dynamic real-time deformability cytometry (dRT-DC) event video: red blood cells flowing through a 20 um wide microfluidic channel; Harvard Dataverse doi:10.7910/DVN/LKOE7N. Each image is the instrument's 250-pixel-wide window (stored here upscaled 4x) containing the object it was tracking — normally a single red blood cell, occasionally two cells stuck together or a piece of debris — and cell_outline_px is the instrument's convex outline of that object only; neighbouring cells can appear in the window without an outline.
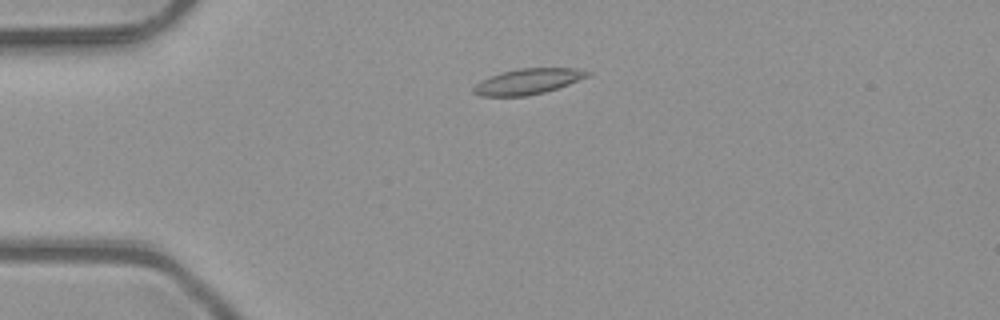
{"species": "common noctule bat (a hibernating species)", "species_latin": "Nyctalus noctula", "temperature_condition": "room temperature", "stored_images_in_passage": 48, "camera_frame_rate_fps": 3000, "um_per_image_px": 0.085, "animal": {"sex": "male", "body_mass_g": 23.1, "forearm_length_mm": 52.7}, "frame": {"image": 1, "passage_image": 9, "time_ms": 2.667, "image_size_px": [1000, 320], "cell_outline_px": [[592, 72], [588, 76], [568, 84], [544, 92], [528, 96], [480, 96], [472, 92], [472, 88], [480, 80], [500, 72], [520, 68], [576, 68]], "centroid_in_image_um": [44.83, 6.92], "position_along_channel_um": 40.2, "area_um2": 16.99}}
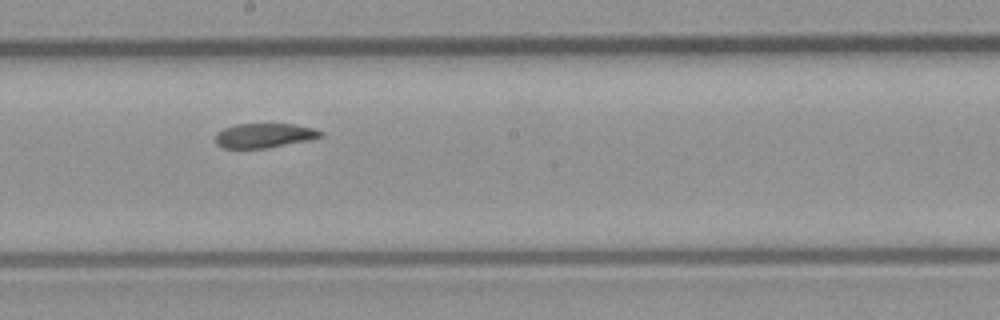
{"frame": {"image": 2, "passage_image": 25, "time_ms": 8.0, "image_size_px": [1000, 320], "cell_outline_px": [[324, 136], [312, 140], [268, 148], [224, 148], [216, 144], [216, 132], [224, 128], [236, 124], [292, 124], [316, 128], [324, 132]], "centroid_in_image_um": [22.52, 11.52], "position_along_channel_um": 225.7, "area_um2": 15.26}}
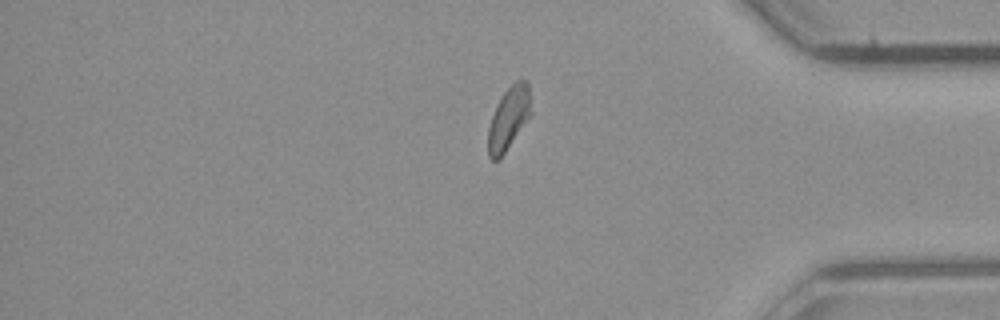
{"frame": {"image": 3, "passage_image": 39, "time_ms": 12.667, "image_size_px": [1000, 320], "cell_outline_px": [[532, 116], [500, 160], [492, 160], [488, 156], [488, 128], [496, 104], [504, 92], [516, 80], [524, 80], [528, 84], [532, 112]], "centroid_in_image_um": [43.26, 10.1], "position_along_channel_um": 391.9, "area_um2": 16.07}, "authors_computed_cell_mechanics": {"area_um2": 16.3285, "velocity_mm_per_s": 4.0618, "shape_relaxation_time_tau1_ms": null, "shape_relaxation_time_tau2_ms": 8.2212, "deformation_change_tau1": null, "deformation_change_tau2": 0.124}}